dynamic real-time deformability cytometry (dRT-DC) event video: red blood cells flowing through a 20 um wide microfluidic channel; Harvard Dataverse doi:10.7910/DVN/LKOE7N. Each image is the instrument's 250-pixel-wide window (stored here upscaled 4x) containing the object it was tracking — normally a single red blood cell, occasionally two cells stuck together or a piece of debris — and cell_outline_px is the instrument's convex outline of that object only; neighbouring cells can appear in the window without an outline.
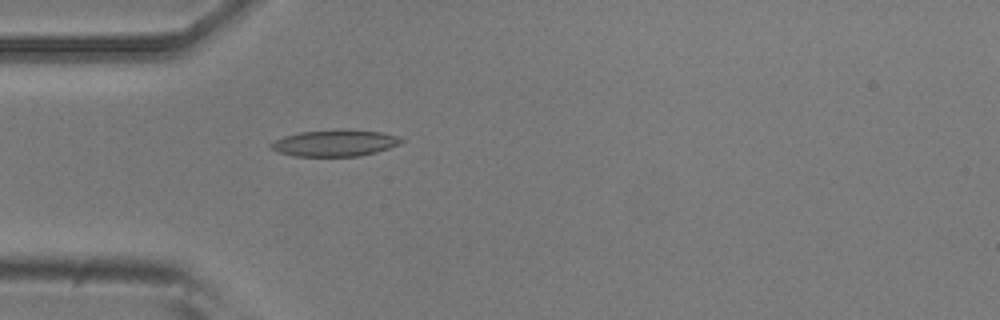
{"species": "common noctule bat (a hibernating species)", "species_latin": "Nyctalus noctula", "temperature_condition": "room temperature", "stored_images_in_passage": 5, "camera_frame_rate_fps": 3000, "um_per_image_px": 0.085, "animal": {"sex": "male", "body_mass_g": 20.5, "forearm_length_mm": 52.5}, "frame": {"image": 1, "passage_image": 5, "time_ms": 1.333, "image_size_px": [1000, 320], "cell_outline_px": [[404, 140], [400, 144], [376, 152], [360, 156], [296, 156], [280, 152], [272, 148], [268, 144], [284, 136], [300, 132], [336, 128], [344, 128], [380, 132], [400, 136]], "centroid_in_image_um": [28.5, 12.13], "position_along_channel_um": 56.5, "area_um2": 20.35}}